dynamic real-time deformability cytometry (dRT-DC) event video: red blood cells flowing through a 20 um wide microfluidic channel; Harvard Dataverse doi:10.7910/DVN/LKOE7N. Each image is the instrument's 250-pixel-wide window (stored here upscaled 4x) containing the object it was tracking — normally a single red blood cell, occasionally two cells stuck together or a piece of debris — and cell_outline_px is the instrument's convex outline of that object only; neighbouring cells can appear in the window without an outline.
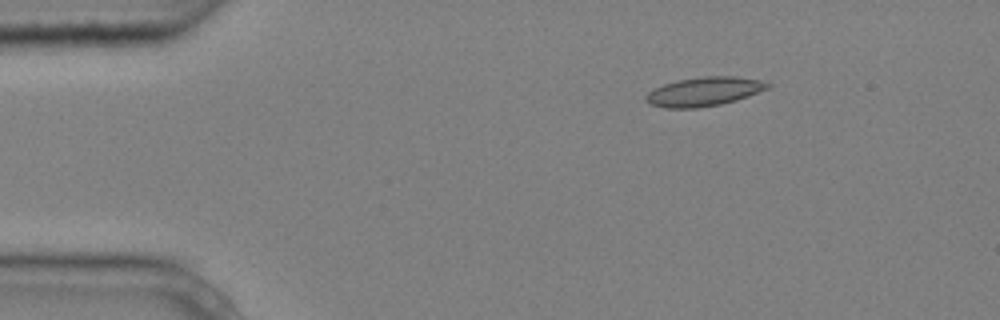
{"species": "common noctule bat (a hibernating species)", "species_latin": "Nyctalus noctula", "temperature_condition": "cold", "stored_images_in_passage": 2, "camera_frame_rate_fps": 3000, "um_per_image_px": 0.085, "animal": {"sex": "male", "body_mass_g": 20.4}, "frame": {"image": 1, "passage_image": 1, "time_ms": 0.0, "image_size_px": [1000, 320], "cell_outline_px": [[772, 84], [768, 88], [748, 96], [736, 100], [720, 104], [696, 108], [664, 108], [648, 104], [644, 100], [644, 96], [648, 92], [664, 84], [676, 80], [704, 76], [736, 76], [760, 80]], "centroid_in_image_um": [59.81, 7.78], "position_along_channel_um": 25.2, "area_um2": 20.63}}